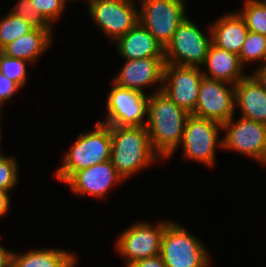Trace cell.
Listing matches in <instances>:
<instances>
[{
	"instance_id": "6da1fadb",
	"label": "cell",
	"mask_w": 266,
	"mask_h": 267,
	"mask_svg": "<svg viewBox=\"0 0 266 267\" xmlns=\"http://www.w3.org/2000/svg\"><path fill=\"white\" fill-rule=\"evenodd\" d=\"M190 113L177 106L162 88L148 96L145 127L150 137L153 150L161 157H171L183 140L186 120Z\"/></svg>"
},
{
	"instance_id": "7a4b0ae2",
	"label": "cell",
	"mask_w": 266,
	"mask_h": 267,
	"mask_svg": "<svg viewBox=\"0 0 266 267\" xmlns=\"http://www.w3.org/2000/svg\"><path fill=\"white\" fill-rule=\"evenodd\" d=\"M109 127L110 161L124 180L157 160L145 125Z\"/></svg>"
},
{
	"instance_id": "3957f363",
	"label": "cell",
	"mask_w": 266,
	"mask_h": 267,
	"mask_svg": "<svg viewBox=\"0 0 266 267\" xmlns=\"http://www.w3.org/2000/svg\"><path fill=\"white\" fill-rule=\"evenodd\" d=\"M110 127L97 122L94 131L78 135L64 157L63 165L56 171L57 178L66 182L76 171L110 160Z\"/></svg>"
},
{
	"instance_id": "277c9868",
	"label": "cell",
	"mask_w": 266,
	"mask_h": 267,
	"mask_svg": "<svg viewBox=\"0 0 266 267\" xmlns=\"http://www.w3.org/2000/svg\"><path fill=\"white\" fill-rule=\"evenodd\" d=\"M163 262L167 267H208L205 247L184 227L169 222L161 241Z\"/></svg>"
},
{
	"instance_id": "5b68a950",
	"label": "cell",
	"mask_w": 266,
	"mask_h": 267,
	"mask_svg": "<svg viewBox=\"0 0 266 267\" xmlns=\"http://www.w3.org/2000/svg\"><path fill=\"white\" fill-rule=\"evenodd\" d=\"M212 37L205 34L187 17L175 31L171 41L164 48L166 64L179 66H203Z\"/></svg>"
},
{
	"instance_id": "8992f818",
	"label": "cell",
	"mask_w": 266,
	"mask_h": 267,
	"mask_svg": "<svg viewBox=\"0 0 266 267\" xmlns=\"http://www.w3.org/2000/svg\"><path fill=\"white\" fill-rule=\"evenodd\" d=\"M184 0H142L141 23L165 48L177 27L187 18Z\"/></svg>"
},
{
	"instance_id": "52a82bcc",
	"label": "cell",
	"mask_w": 266,
	"mask_h": 267,
	"mask_svg": "<svg viewBox=\"0 0 266 267\" xmlns=\"http://www.w3.org/2000/svg\"><path fill=\"white\" fill-rule=\"evenodd\" d=\"M168 223L162 221L156 227L146 222L135 223L121 233L116 248L127 259L126 267L160 255L162 236Z\"/></svg>"
},
{
	"instance_id": "ba28073f",
	"label": "cell",
	"mask_w": 266,
	"mask_h": 267,
	"mask_svg": "<svg viewBox=\"0 0 266 267\" xmlns=\"http://www.w3.org/2000/svg\"><path fill=\"white\" fill-rule=\"evenodd\" d=\"M88 7L98 27L115 41L139 22L133 0H89Z\"/></svg>"
},
{
	"instance_id": "9c48e42d",
	"label": "cell",
	"mask_w": 266,
	"mask_h": 267,
	"mask_svg": "<svg viewBox=\"0 0 266 267\" xmlns=\"http://www.w3.org/2000/svg\"><path fill=\"white\" fill-rule=\"evenodd\" d=\"M220 129L222 124L190 114L186 120L181 143L184 155L190 160L212 166L215 160V148L218 143L222 146V140L217 141Z\"/></svg>"
},
{
	"instance_id": "30bf717a",
	"label": "cell",
	"mask_w": 266,
	"mask_h": 267,
	"mask_svg": "<svg viewBox=\"0 0 266 267\" xmlns=\"http://www.w3.org/2000/svg\"><path fill=\"white\" fill-rule=\"evenodd\" d=\"M233 123V117L222 125L227 130L222 140L225 149H232L241 154L266 164V125L240 117Z\"/></svg>"
},
{
	"instance_id": "8fae6325",
	"label": "cell",
	"mask_w": 266,
	"mask_h": 267,
	"mask_svg": "<svg viewBox=\"0 0 266 267\" xmlns=\"http://www.w3.org/2000/svg\"><path fill=\"white\" fill-rule=\"evenodd\" d=\"M203 77L194 111L191 113L200 118L224 124L234 114L235 85Z\"/></svg>"
},
{
	"instance_id": "7c38bea8",
	"label": "cell",
	"mask_w": 266,
	"mask_h": 267,
	"mask_svg": "<svg viewBox=\"0 0 266 267\" xmlns=\"http://www.w3.org/2000/svg\"><path fill=\"white\" fill-rule=\"evenodd\" d=\"M148 97L128 88H122L113 83L108 94L106 107L107 126H144L143 118L147 114Z\"/></svg>"
},
{
	"instance_id": "4fadbf2b",
	"label": "cell",
	"mask_w": 266,
	"mask_h": 267,
	"mask_svg": "<svg viewBox=\"0 0 266 267\" xmlns=\"http://www.w3.org/2000/svg\"><path fill=\"white\" fill-rule=\"evenodd\" d=\"M203 71L199 67L165 64L162 92L190 114L194 111Z\"/></svg>"
},
{
	"instance_id": "5bb4252c",
	"label": "cell",
	"mask_w": 266,
	"mask_h": 267,
	"mask_svg": "<svg viewBox=\"0 0 266 267\" xmlns=\"http://www.w3.org/2000/svg\"><path fill=\"white\" fill-rule=\"evenodd\" d=\"M123 178L117 173L110 160L76 171L65 183L76 194H88L101 197L110 187L121 182Z\"/></svg>"
},
{
	"instance_id": "9a60e30c",
	"label": "cell",
	"mask_w": 266,
	"mask_h": 267,
	"mask_svg": "<svg viewBox=\"0 0 266 267\" xmlns=\"http://www.w3.org/2000/svg\"><path fill=\"white\" fill-rule=\"evenodd\" d=\"M165 64L164 58L126 60L113 82L119 87L141 93H144L142 87L157 82H161L163 87Z\"/></svg>"
},
{
	"instance_id": "2e32d148",
	"label": "cell",
	"mask_w": 266,
	"mask_h": 267,
	"mask_svg": "<svg viewBox=\"0 0 266 267\" xmlns=\"http://www.w3.org/2000/svg\"><path fill=\"white\" fill-rule=\"evenodd\" d=\"M116 44L118 52L125 60L164 58V48L139 22L116 40Z\"/></svg>"
},
{
	"instance_id": "e0dca14e",
	"label": "cell",
	"mask_w": 266,
	"mask_h": 267,
	"mask_svg": "<svg viewBox=\"0 0 266 267\" xmlns=\"http://www.w3.org/2000/svg\"><path fill=\"white\" fill-rule=\"evenodd\" d=\"M235 105L242 118L266 125V90L252 75H246L235 85Z\"/></svg>"
},
{
	"instance_id": "ac0fdd59",
	"label": "cell",
	"mask_w": 266,
	"mask_h": 267,
	"mask_svg": "<svg viewBox=\"0 0 266 267\" xmlns=\"http://www.w3.org/2000/svg\"><path fill=\"white\" fill-rule=\"evenodd\" d=\"M210 28L209 36L212 37L215 46L239 55L249 31L239 13L225 15Z\"/></svg>"
},
{
	"instance_id": "d6986e66",
	"label": "cell",
	"mask_w": 266,
	"mask_h": 267,
	"mask_svg": "<svg viewBox=\"0 0 266 267\" xmlns=\"http://www.w3.org/2000/svg\"><path fill=\"white\" fill-rule=\"evenodd\" d=\"M208 69L210 74L203 72V76L213 80H220L230 85H236L245 75H242V64L239 55L210 45L203 67Z\"/></svg>"
},
{
	"instance_id": "ffe728a7",
	"label": "cell",
	"mask_w": 266,
	"mask_h": 267,
	"mask_svg": "<svg viewBox=\"0 0 266 267\" xmlns=\"http://www.w3.org/2000/svg\"><path fill=\"white\" fill-rule=\"evenodd\" d=\"M51 29L34 28L7 45L1 52L7 57L34 63L51 43Z\"/></svg>"
},
{
	"instance_id": "44dd1931",
	"label": "cell",
	"mask_w": 266,
	"mask_h": 267,
	"mask_svg": "<svg viewBox=\"0 0 266 267\" xmlns=\"http://www.w3.org/2000/svg\"><path fill=\"white\" fill-rule=\"evenodd\" d=\"M76 257L60 249H37L26 254H12L13 267H73Z\"/></svg>"
},
{
	"instance_id": "7402d4cb",
	"label": "cell",
	"mask_w": 266,
	"mask_h": 267,
	"mask_svg": "<svg viewBox=\"0 0 266 267\" xmlns=\"http://www.w3.org/2000/svg\"><path fill=\"white\" fill-rule=\"evenodd\" d=\"M35 27L13 13L9 12L0 20V50L11 42L32 31Z\"/></svg>"
},
{
	"instance_id": "603a6c76",
	"label": "cell",
	"mask_w": 266,
	"mask_h": 267,
	"mask_svg": "<svg viewBox=\"0 0 266 267\" xmlns=\"http://www.w3.org/2000/svg\"><path fill=\"white\" fill-rule=\"evenodd\" d=\"M239 15L244 19L249 31L266 36V1L246 0Z\"/></svg>"
},
{
	"instance_id": "cb8c5ba5",
	"label": "cell",
	"mask_w": 266,
	"mask_h": 267,
	"mask_svg": "<svg viewBox=\"0 0 266 267\" xmlns=\"http://www.w3.org/2000/svg\"><path fill=\"white\" fill-rule=\"evenodd\" d=\"M240 63L260 60L266 63V36L248 31L241 52L239 53Z\"/></svg>"
},
{
	"instance_id": "d4e9b609",
	"label": "cell",
	"mask_w": 266,
	"mask_h": 267,
	"mask_svg": "<svg viewBox=\"0 0 266 267\" xmlns=\"http://www.w3.org/2000/svg\"><path fill=\"white\" fill-rule=\"evenodd\" d=\"M26 62L28 61L10 58L0 52V72L10 80L16 82L20 87L26 83Z\"/></svg>"
},
{
	"instance_id": "484cf974",
	"label": "cell",
	"mask_w": 266,
	"mask_h": 267,
	"mask_svg": "<svg viewBox=\"0 0 266 267\" xmlns=\"http://www.w3.org/2000/svg\"><path fill=\"white\" fill-rule=\"evenodd\" d=\"M10 12L25 19L35 28L51 29L50 24L37 11H35L30 0H19Z\"/></svg>"
},
{
	"instance_id": "4316f807",
	"label": "cell",
	"mask_w": 266,
	"mask_h": 267,
	"mask_svg": "<svg viewBox=\"0 0 266 267\" xmlns=\"http://www.w3.org/2000/svg\"><path fill=\"white\" fill-rule=\"evenodd\" d=\"M16 159L13 157H0V191H10L18 182Z\"/></svg>"
},
{
	"instance_id": "83f0119b",
	"label": "cell",
	"mask_w": 266,
	"mask_h": 267,
	"mask_svg": "<svg viewBox=\"0 0 266 267\" xmlns=\"http://www.w3.org/2000/svg\"><path fill=\"white\" fill-rule=\"evenodd\" d=\"M37 11L49 24L56 21L62 13L65 2L63 0H30Z\"/></svg>"
},
{
	"instance_id": "f1b7e54d",
	"label": "cell",
	"mask_w": 266,
	"mask_h": 267,
	"mask_svg": "<svg viewBox=\"0 0 266 267\" xmlns=\"http://www.w3.org/2000/svg\"><path fill=\"white\" fill-rule=\"evenodd\" d=\"M20 86L0 72V103L9 100Z\"/></svg>"
},
{
	"instance_id": "f546056e",
	"label": "cell",
	"mask_w": 266,
	"mask_h": 267,
	"mask_svg": "<svg viewBox=\"0 0 266 267\" xmlns=\"http://www.w3.org/2000/svg\"><path fill=\"white\" fill-rule=\"evenodd\" d=\"M129 267H167L163 262L161 255L155 257L144 258L137 262H134Z\"/></svg>"
},
{
	"instance_id": "4dcf8cb0",
	"label": "cell",
	"mask_w": 266,
	"mask_h": 267,
	"mask_svg": "<svg viewBox=\"0 0 266 267\" xmlns=\"http://www.w3.org/2000/svg\"><path fill=\"white\" fill-rule=\"evenodd\" d=\"M252 76L256 81L266 90V63L260 65L259 69L256 70V73Z\"/></svg>"
},
{
	"instance_id": "1f68e13d",
	"label": "cell",
	"mask_w": 266,
	"mask_h": 267,
	"mask_svg": "<svg viewBox=\"0 0 266 267\" xmlns=\"http://www.w3.org/2000/svg\"><path fill=\"white\" fill-rule=\"evenodd\" d=\"M13 252L6 251L0 246V267H9L12 265Z\"/></svg>"
},
{
	"instance_id": "d6a6232c",
	"label": "cell",
	"mask_w": 266,
	"mask_h": 267,
	"mask_svg": "<svg viewBox=\"0 0 266 267\" xmlns=\"http://www.w3.org/2000/svg\"><path fill=\"white\" fill-rule=\"evenodd\" d=\"M10 206V200L8 192L0 191V216H4L8 212Z\"/></svg>"
},
{
	"instance_id": "836d02e7",
	"label": "cell",
	"mask_w": 266,
	"mask_h": 267,
	"mask_svg": "<svg viewBox=\"0 0 266 267\" xmlns=\"http://www.w3.org/2000/svg\"><path fill=\"white\" fill-rule=\"evenodd\" d=\"M1 106H2V104L0 103V111H1ZM1 116V115H0ZM1 119V118H0ZM1 121V120H0ZM1 124V123H0ZM0 127H1V125H0Z\"/></svg>"
}]
</instances>
